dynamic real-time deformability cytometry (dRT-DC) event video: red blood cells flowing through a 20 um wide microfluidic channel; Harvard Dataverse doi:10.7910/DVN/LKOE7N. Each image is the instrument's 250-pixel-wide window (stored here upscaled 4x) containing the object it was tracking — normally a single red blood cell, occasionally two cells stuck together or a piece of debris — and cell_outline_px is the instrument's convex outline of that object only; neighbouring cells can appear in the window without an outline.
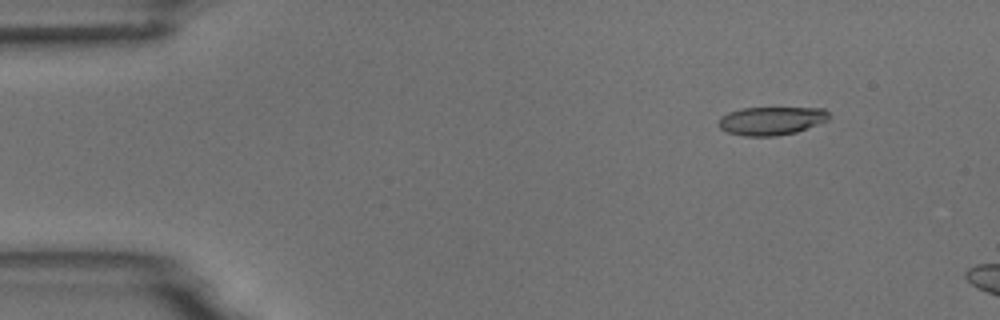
{"species": "common noctule bat (a hibernating species)", "species_latin": "Nyctalus noctula", "temperature_condition": "room temperature", "stored_images_in_passage": 6, "camera_frame_rate_fps": 3000, "um_per_image_px": 0.085, "animal": {"sex": "male", "body_mass_g": 18.8}, "frame": {"image": 1, "passage_image": 2, "time_ms": 1.0, "image_size_px": [1000, 320], "cell_outline_px": [[832, 116], [828, 120], [796, 132], [776, 136], [744, 136], [728, 132], [720, 128], [716, 124], [720, 116], [728, 112], [740, 108], [824, 108]], "centroid_in_image_um": [65.54, 10.26], "position_along_channel_um": 19.5, "area_um2": 18.38}}